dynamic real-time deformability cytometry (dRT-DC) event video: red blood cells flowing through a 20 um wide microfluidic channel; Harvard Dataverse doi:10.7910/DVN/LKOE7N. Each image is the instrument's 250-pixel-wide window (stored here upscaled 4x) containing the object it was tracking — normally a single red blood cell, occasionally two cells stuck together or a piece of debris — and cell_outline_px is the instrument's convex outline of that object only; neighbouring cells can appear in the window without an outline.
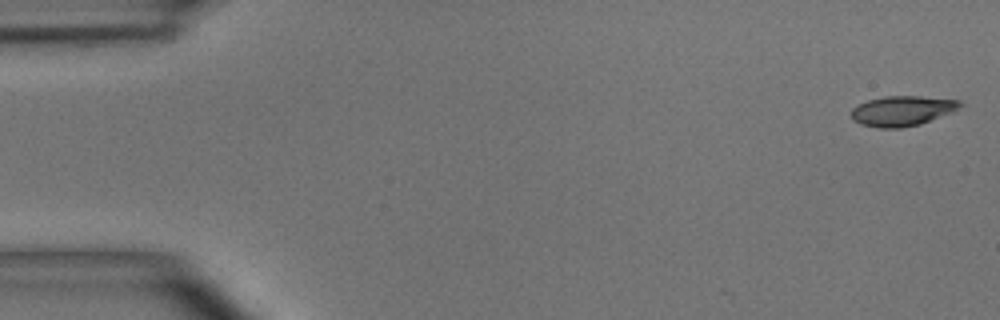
{"species": "common noctule bat (a hibernating species)", "species_latin": "Nyctalus noctula", "temperature_condition": "room temperature", "stored_images_in_passage": 2, "segment_of_instrument_passage": [2, 2], "camera_frame_rate_fps": 3000, "um_per_image_px": 0.085, "animal": {"sex": "male", "body_mass_g": 15.6}, "frame": {"image": 1, "passage_image": 2, "time_ms": 2.0, "image_size_px": [1000, 320], "cell_outline_px": [[964, 104], [952, 112], [920, 124], [900, 128], [880, 128], [860, 124], [852, 120], [852, 108], [868, 100], [884, 96], [920, 96], [960, 100]], "centroid_in_image_um": [76.69, 9.42], "position_along_channel_um": 8.3, "area_um2": 19.02}}